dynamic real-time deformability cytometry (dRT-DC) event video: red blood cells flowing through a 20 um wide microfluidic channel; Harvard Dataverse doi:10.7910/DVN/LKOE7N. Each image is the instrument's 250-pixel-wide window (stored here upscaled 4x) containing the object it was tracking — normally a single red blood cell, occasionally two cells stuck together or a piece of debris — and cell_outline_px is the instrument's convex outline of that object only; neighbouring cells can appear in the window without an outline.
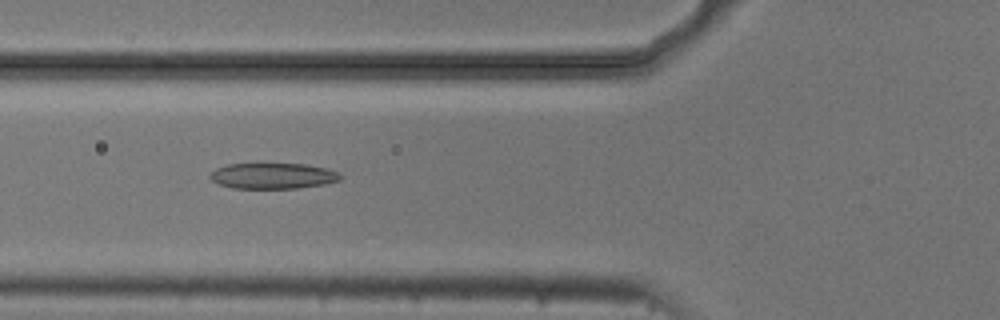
{"species": "common noctule bat (a hibernating species)", "species_latin": "Nyctalus noctula", "temperature_condition": "cold", "stored_images_in_passage": 8, "camera_frame_rate_fps": 3000, "um_per_image_px": 0.085, "animal": {"sex": "male", "body_mass_g": 20.5, "forearm_length_mm": 52.5}, "frame": {"image": 1, "passage_image": 4, "time_ms": 1.0, "image_size_px": [1000, 320], "cell_outline_px": [[340, 180], [324, 184], [296, 188], [232, 188], [220, 184], [212, 180], [208, 176], [216, 168], [228, 164], [256, 160], [304, 164], [324, 168], [340, 172]], "centroid_in_image_um": [23.14, 14.89], "position_along_channel_um": 102.7, "area_um2": 20.46}}
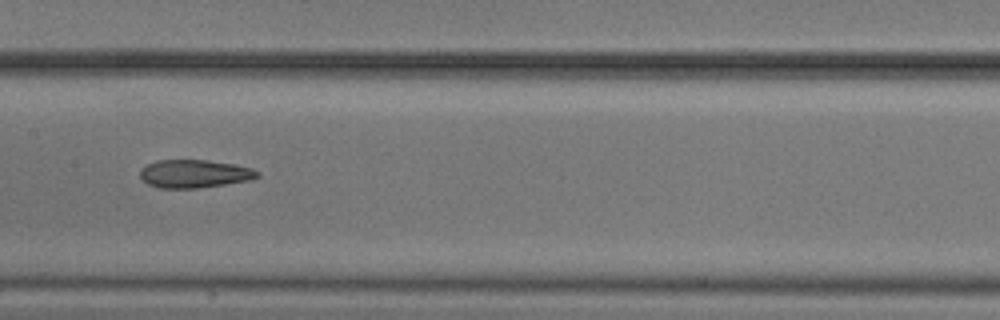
{"frame": {"image": 2, "passage_image": 6, "time_ms": 1.667, "image_size_px": [1000, 320], "cell_outline_px": [[260, 176], [252, 180], [196, 188], [160, 188], [148, 184], [140, 176], [140, 172], [148, 164], [156, 160], [208, 160], [232, 164], [252, 168], [260, 172]], "centroid_in_image_um": [16.56, 14.77], "position_along_channel_um": 190.8, "area_um2": 19.07}}
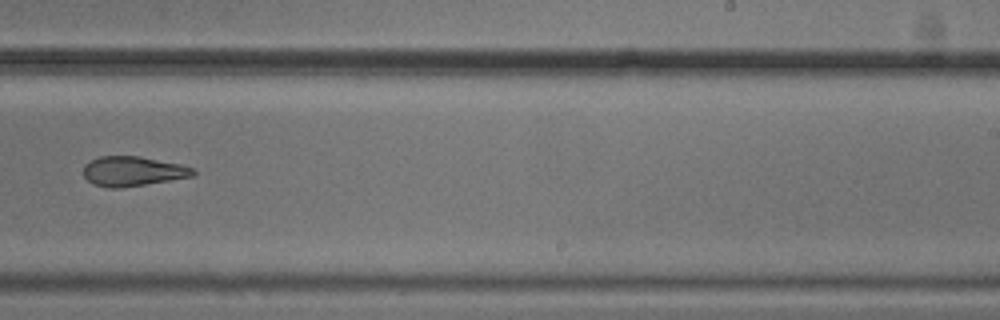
{"frame": {"image": 3, "passage_image": 8, "time_ms": 2.333, "image_size_px": [1000, 320], "cell_outline_px": [[196, 172], [192, 176], [120, 188], [108, 188], [92, 184], [84, 176], [84, 164], [88, 160], [100, 156], [140, 156], [180, 164], [196, 168]], "centroid_in_image_um": [11.26, 14.54], "position_along_channel_um": 277.7, "area_um2": 19.02}}